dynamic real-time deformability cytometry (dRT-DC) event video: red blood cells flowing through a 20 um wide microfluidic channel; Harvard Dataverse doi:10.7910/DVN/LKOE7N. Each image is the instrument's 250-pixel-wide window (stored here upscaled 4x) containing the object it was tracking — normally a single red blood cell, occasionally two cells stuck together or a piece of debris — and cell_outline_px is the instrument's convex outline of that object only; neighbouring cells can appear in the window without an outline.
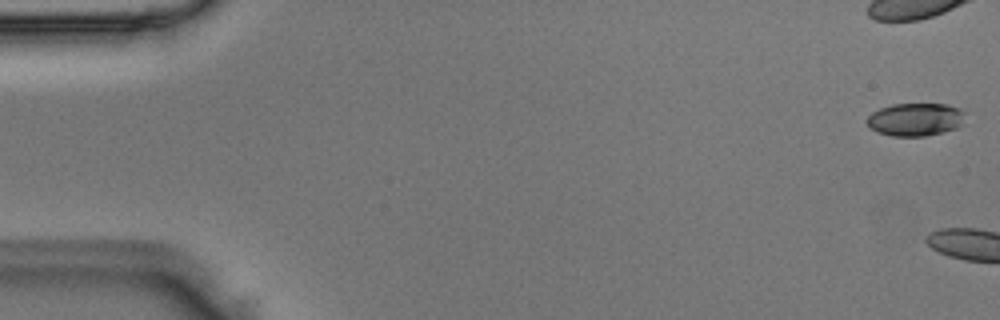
{"species": "Egyptian fruit bat (a non-hibernating species)", "species_latin": "Rousettus aegyptiacus", "temperature_condition": "room temperature", "stored_images_in_passage": 4, "camera_frame_rate_fps": 3000, "um_per_image_px": 0.085, "animal": {"sex": "male"}, "frame": {"image": 1, "passage_image": 1, "time_ms": 0.0, "image_size_px": [1000, 320], "cell_outline_px": [[964, 124], [956, 128], [924, 136], [892, 136], [876, 132], [864, 120], [872, 112], [880, 108], [892, 104], [948, 104], [960, 108], [964, 112]], "centroid_in_image_um": [77.81, 10.14], "position_along_channel_um": 7.2, "area_um2": 18.96}}